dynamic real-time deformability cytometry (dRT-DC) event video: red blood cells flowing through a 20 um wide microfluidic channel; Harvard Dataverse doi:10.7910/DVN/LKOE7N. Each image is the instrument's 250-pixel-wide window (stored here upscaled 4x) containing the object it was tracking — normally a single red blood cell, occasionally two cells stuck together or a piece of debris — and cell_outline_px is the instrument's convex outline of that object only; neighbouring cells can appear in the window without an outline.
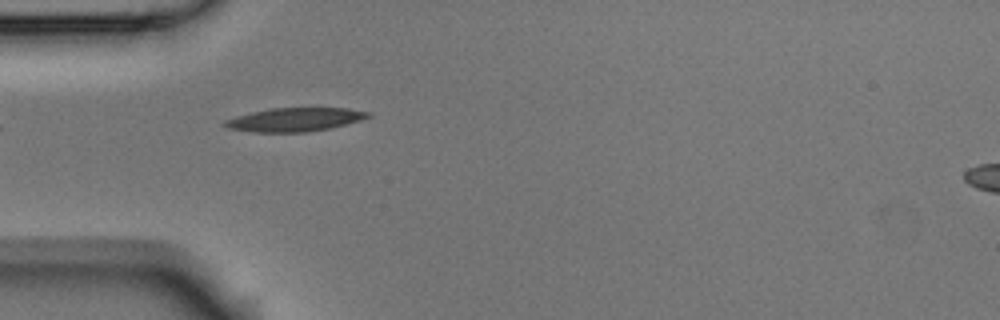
{"species": "Egyptian fruit bat (a non-hibernating species)", "species_latin": "Rousettus aegyptiacus", "temperature_condition": "room temperature", "stored_images_in_passage": 5, "camera_frame_rate_fps": 3000, "um_per_image_px": 0.085, "animal": {"sex": "male"}, "frame": {"image": 1, "passage_image": 4, "time_ms": 1.0, "image_size_px": [1000, 320], "cell_outline_px": [[372, 116], [360, 120], [328, 128], [304, 132], [252, 132], [228, 128], [220, 124], [224, 120], [236, 116], [252, 112], [272, 108], [348, 108], [372, 112]], "centroid_in_image_um": [25.03, 10.16], "position_along_channel_um": 60.0, "area_um2": 19.65}}
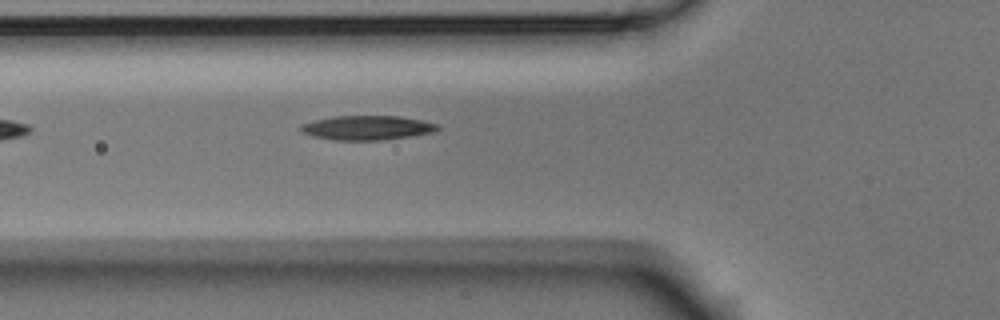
{"frame": {"image": 2, "passage_image": 5, "time_ms": 1.333, "image_size_px": [1000, 320], "cell_outline_px": [[440, 128], [432, 132], [408, 136], [380, 140], [332, 140], [312, 136], [300, 132], [300, 124], [312, 120], [332, 116], [400, 116], [420, 120], [436, 124]], "centroid_in_image_um": [31.1, 10.85], "position_along_channel_um": 94.7, "area_um2": 19.36}}